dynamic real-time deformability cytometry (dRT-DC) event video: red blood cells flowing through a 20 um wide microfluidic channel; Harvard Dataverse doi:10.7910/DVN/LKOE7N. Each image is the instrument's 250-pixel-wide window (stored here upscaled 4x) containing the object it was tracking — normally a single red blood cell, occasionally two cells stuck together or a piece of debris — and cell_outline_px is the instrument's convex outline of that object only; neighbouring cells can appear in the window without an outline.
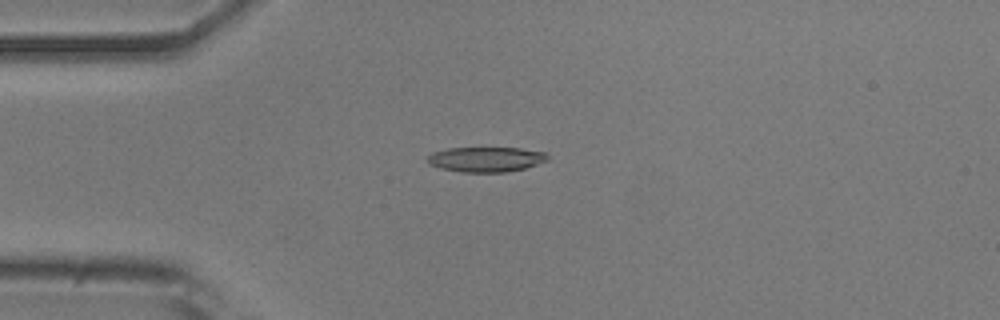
{"species": "common noctule bat (a hibernating species)", "species_latin": "Nyctalus noctula", "temperature_condition": "room temperature", "stored_images_in_passage": 51, "camera_frame_rate_fps": 3000, "um_per_image_px": 0.085, "animal": {"sex": "male", "body_mass_g": 20.5, "forearm_length_mm": 52.5}, "frame": {"image": 1, "passage_image": 12, "time_ms": 3.667, "image_size_px": [1000, 320], "cell_outline_px": [[548, 160], [524, 168], [504, 172], [464, 172], [440, 168], [428, 164], [428, 156], [432, 152], [448, 148], [520, 148], [544, 152], [548, 156]], "centroid_in_image_um": [41.28, 13.54], "position_along_channel_um": 43.7, "area_um2": 17.34}}
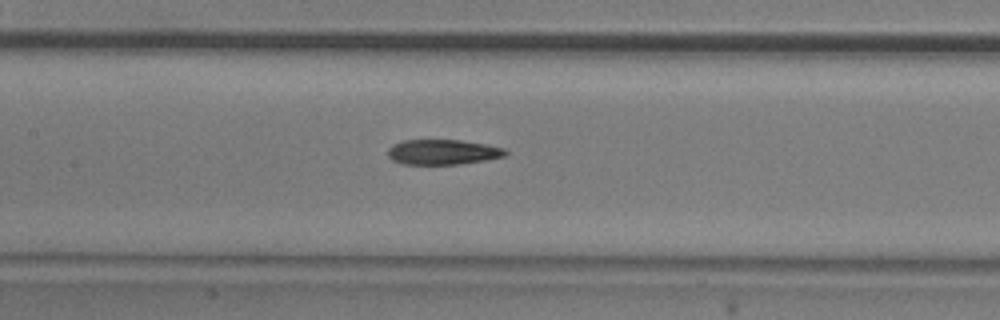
{"frame": {"image": 2, "passage_image": 23, "time_ms": 7.333, "image_size_px": [1000, 320], "cell_outline_px": [[508, 152], [504, 156], [484, 160], [460, 164], [404, 164], [392, 160], [388, 156], [388, 148], [392, 144], [400, 140], [460, 140], [484, 144], [504, 148]], "centroid_in_image_um": [37.59, 12.92], "position_along_channel_um": 169.8, "area_um2": 17.17}}
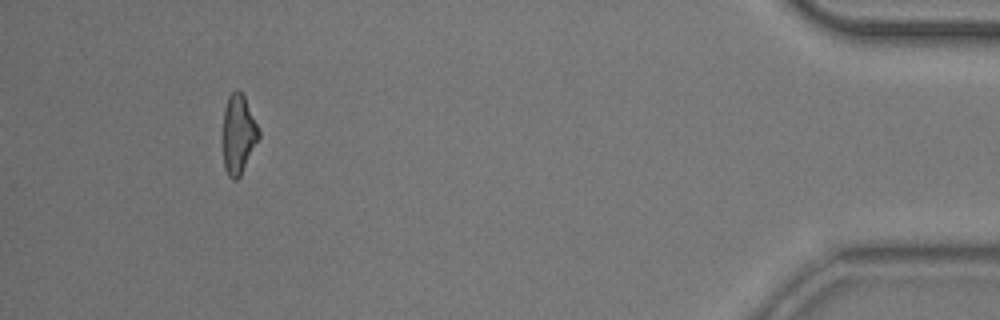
{"frame": {"image": 3, "passage_image": 47, "time_ms": 15.333, "image_size_px": [1000, 320], "cell_outline_px": [[260, 136], [240, 176], [236, 180], [232, 180], [228, 176], [224, 168], [224, 108], [228, 96], [236, 88], [244, 96], [260, 132]], "centroid_in_image_um": [20.26, 11.42], "position_along_channel_um": 414.9, "area_um2": 16.24}, "authors_computed_cell_mechanics": {"area_um2": 17.8602, "velocity_mm_per_s": 3.9115, "shape_relaxation_time_tau1_ms": 5.1893, "shape_relaxation_time_tau2_ms": 2.3562, "deformation_change_tau1": 0.1666, "deformation_change_tau2": 0.1061}}